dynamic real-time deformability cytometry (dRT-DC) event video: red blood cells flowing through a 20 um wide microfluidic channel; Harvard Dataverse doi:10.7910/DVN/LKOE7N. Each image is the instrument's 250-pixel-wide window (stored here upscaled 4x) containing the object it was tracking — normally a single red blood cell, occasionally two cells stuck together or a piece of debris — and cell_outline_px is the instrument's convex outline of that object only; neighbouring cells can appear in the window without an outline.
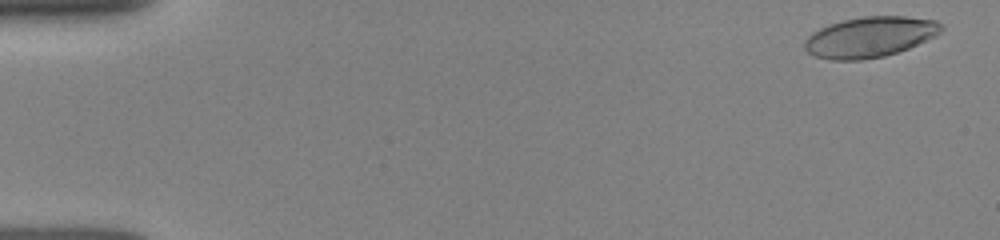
{"species": "human", "species_latin": "Homo sapiens", "temperature_condition": "room temperature", "stored_images_in_passage": 9, "camera_frame_rate_fps": 3000, "um_per_image_px": 0.085, "donor": {"sex": "female"}, "frame": {"image": 1, "passage_image": 1, "time_ms": 0.0, "image_size_px": [1000, 240], "cell_outline_px": [[944, 28], [940, 32], [908, 48], [884, 56], [860, 60], [828, 60], [816, 56], [808, 52], [804, 48], [804, 40], [812, 32], [828, 24], [844, 20], [864, 16], [904, 16], [936, 20], [944, 24]], "centroid_in_image_um": [73.91, 3.14], "position_along_channel_um": 11.1, "area_um2": 32.14}}
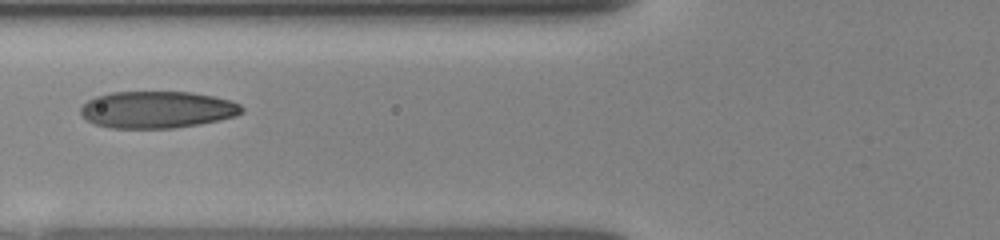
{"frame": {"image": 2, "passage_image": 8, "time_ms": 6.0, "image_size_px": [1000, 240], "cell_outline_px": [[244, 112], [236, 116], [220, 120], [200, 124], [176, 128], [108, 128], [84, 120], [80, 112], [80, 108], [88, 100], [96, 96], [112, 92], [192, 92], [232, 100], [240, 104], [244, 108]], "centroid_in_image_um": [13.37, 9.32], "position_along_channel_um": 112.4, "area_um2": 35.03}}
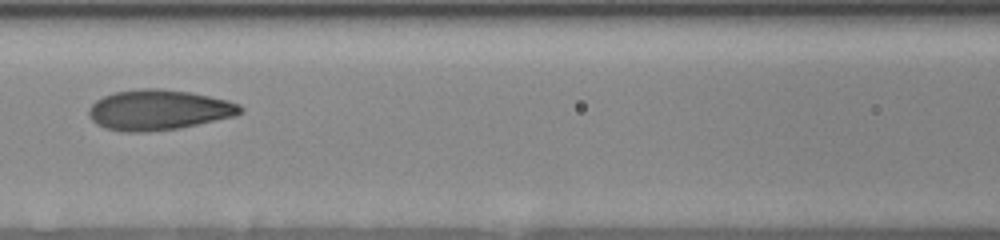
{"frame": {"image": 3, "passage_image": 9, "time_ms": 7.0, "image_size_px": [1000, 240], "cell_outline_px": [[244, 108], [236, 116], [180, 128], [144, 132], [124, 132], [104, 128], [96, 124], [88, 116], [88, 108], [96, 100], [112, 92], [140, 88], [160, 88], [192, 92], [228, 100], [240, 104]], "centroid_in_image_um": [13.47, 9.34], "position_along_channel_um": 153.1, "area_um2": 36.01}}